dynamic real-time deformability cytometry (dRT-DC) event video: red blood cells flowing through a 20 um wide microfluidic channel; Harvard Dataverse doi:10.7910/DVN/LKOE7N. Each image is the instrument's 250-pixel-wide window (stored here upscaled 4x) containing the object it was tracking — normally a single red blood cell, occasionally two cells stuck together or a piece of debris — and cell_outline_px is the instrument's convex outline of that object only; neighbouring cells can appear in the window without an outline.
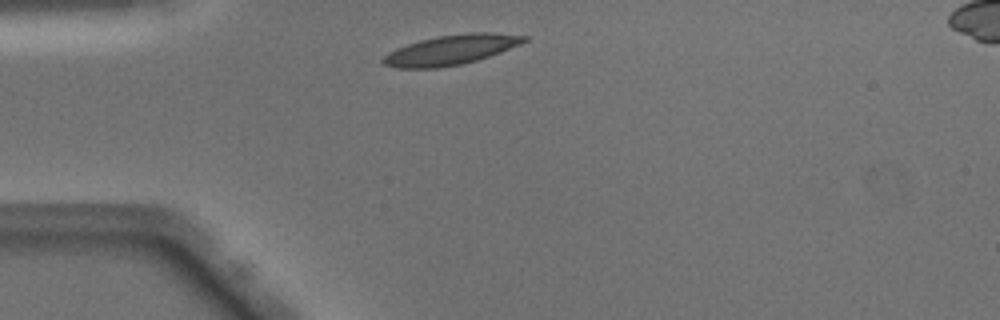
{"species": "Egyptian fruit bat (a non-hibernating species)", "species_latin": "Rousettus aegyptiacus", "temperature_condition": "warm", "stored_images_in_passage": 39, "camera_frame_rate_fps": 3000, "um_per_image_px": 0.085, "animal": {"sex": "male"}, "frame": {"image": 1, "passage_image": 3, "time_ms": 0.667, "image_size_px": [1000, 320], "cell_outline_px": [[528, 40], [520, 44], [500, 52], [476, 60], [460, 64], [436, 68], [396, 68], [384, 64], [380, 60], [388, 52], [396, 48], [420, 40], [440, 36], [468, 32], [492, 32], [528, 36]], "centroid_in_image_um": [38.32, 4.23], "position_along_channel_um": 46.7, "area_um2": 24.33}}
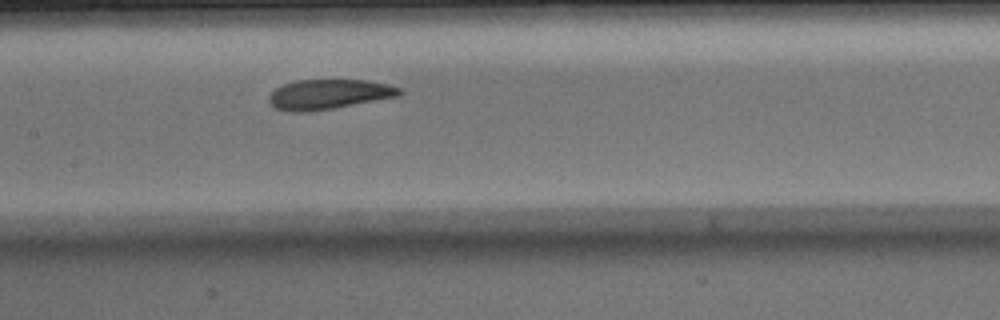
{"frame": {"image": 2, "passage_image": 14, "time_ms": 4.333, "image_size_px": [1000, 320], "cell_outline_px": [[404, 92], [396, 96], [332, 108], [304, 112], [288, 112], [276, 108], [268, 100], [268, 96], [276, 88], [284, 84], [296, 80], [368, 80], [388, 84], [400, 88]], "centroid_in_image_um": [27.91, 8.0], "position_along_channel_um": 179.5, "area_um2": 22.43}}
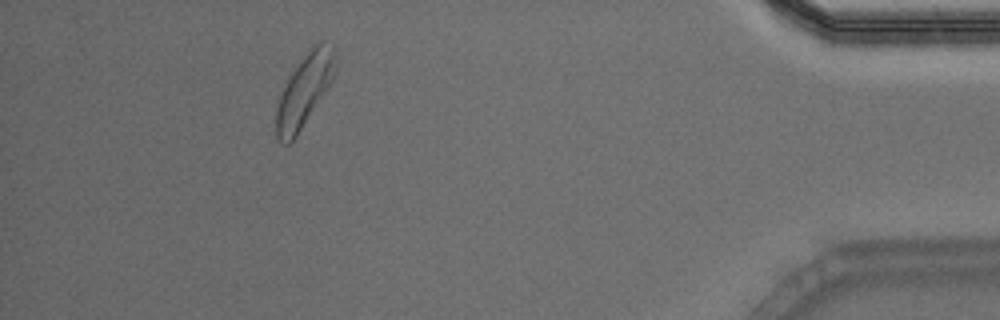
{"frame": {"image": 3, "passage_image": 35, "time_ms": 11.333, "image_size_px": [1000, 320], "cell_outline_px": [[336, 72], [328, 88], [296, 136], [288, 144], [280, 144], [276, 140], [276, 108], [280, 96], [288, 76], [308, 48], [312, 44], [320, 40], [324, 40], [332, 44], [336, 48]], "centroid_in_image_um": [25.9, 7.61], "position_along_channel_um": 409.3, "area_um2": 25.49}, "authors_computed_cell_mechanics": {"area_um2": 23.7558, "velocity_mm_per_s": 4.0584, "shape_relaxation_time_tau1_ms": 3.2992, "shape_relaxation_time_tau2_ms": 1.9058, "deformation_change_tau1": 0.1179, "deformation_change_tau2": 0.0793}}